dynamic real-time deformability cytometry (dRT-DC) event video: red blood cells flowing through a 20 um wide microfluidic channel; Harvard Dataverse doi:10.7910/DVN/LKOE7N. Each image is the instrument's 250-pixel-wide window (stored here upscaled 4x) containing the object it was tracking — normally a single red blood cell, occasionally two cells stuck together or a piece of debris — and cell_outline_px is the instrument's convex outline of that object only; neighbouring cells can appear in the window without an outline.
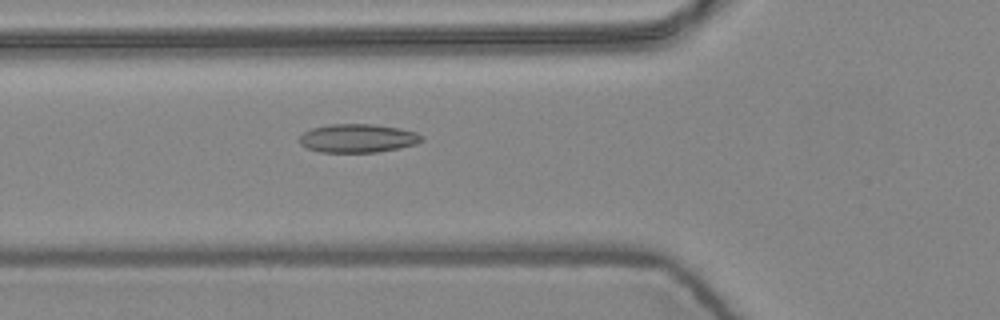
{"species": "common noctule bat (a hibernating species)", "species_latin": "Nyctalus noctula", "temperature_condition": "warm", "stored_images_in_passage": 4, "camera_frame_rate_fps": 3000, "um_per_image_px": 0.085, "animal": {"sex": "female", "body_mass_g": 24.6, "forearm_length_mm": 56.2}, "frame": {"image": 1, "passage_image": 4, "time_ms": 1.0, "image_size_px": [1000, 320], "cell_outline_px": [[424, 140], [416, 144], [400, 148], [376, 152], [320, 152], [308, 148], [300, 144], [300, 136], [304, 132], [312, 128], [328, 124], [372, 124], [400, 128], [416, 132], [424, 136]], "centroid_in_image_um": [30.44, 11.75], "position_along_channel_um": 95.4, "area_um2": 20.4}}